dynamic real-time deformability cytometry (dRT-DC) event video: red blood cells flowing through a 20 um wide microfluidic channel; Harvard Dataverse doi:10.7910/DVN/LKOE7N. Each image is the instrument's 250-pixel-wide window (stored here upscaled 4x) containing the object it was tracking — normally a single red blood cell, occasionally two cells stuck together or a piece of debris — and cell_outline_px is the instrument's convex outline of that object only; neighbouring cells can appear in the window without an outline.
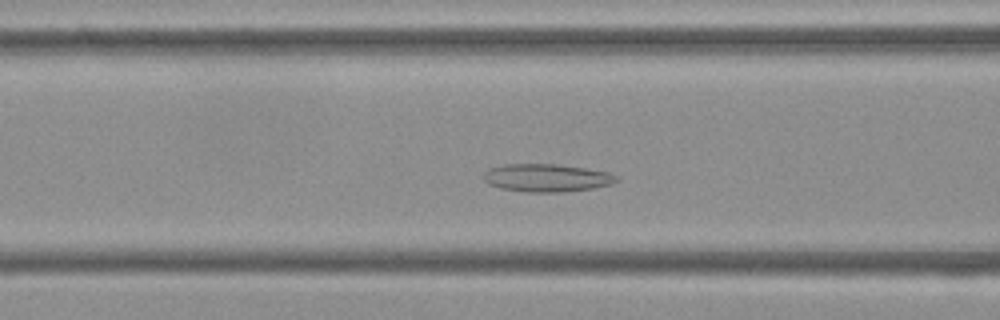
{"species": "Egyptian fruit bat (a non-hibernating species)", "species_latin": "Rousettus aegyptiacus", "temperature_condition": "cold", "stored_images_in_passage": 50, "camera_frame_rate_fps": 3000, "um_per_image_px": 0.085, "frame": {"image": 1, "passage_image": 17, "time_ms": 5.333, "image_size_px": [1000, 320], "cell_outline_px": [[616, 180], [612, 184], [592, 188], [560, 192], [528, 192], [500, 188], [488, 184], [484, 180], [484, 172], [488, 168], [504, 164], [556, 164], [584, 168], [608, 172], [616, 176]], "centroid_in_image_um": [46.41, 15.11], "position_along_channel_um": 120.2, "area_um2": 21.44}}
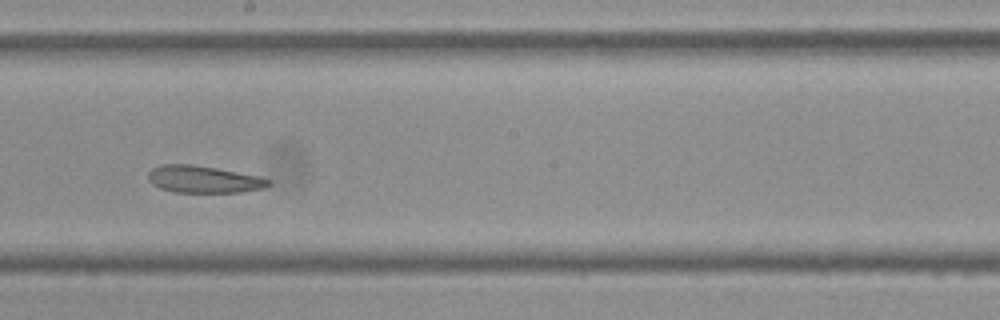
{"frame": {"image": 2, "passage_image": 26, "time_ms": 8.333, "image_size_px": [1000, 320], "cell_outline_px": [[272, 184], [264, 188], [240, 192], [176, 192], [160, 188], [152, 184], [148, 180], [148, 172], [152, 168], [160, 164], [192, 164], [216, 168], [260, 176], [272, 180]], "centroid_in_image_um": [17.31, 15.23], "position_along_channel_um": 230.9, "area_um2": 19.13}}
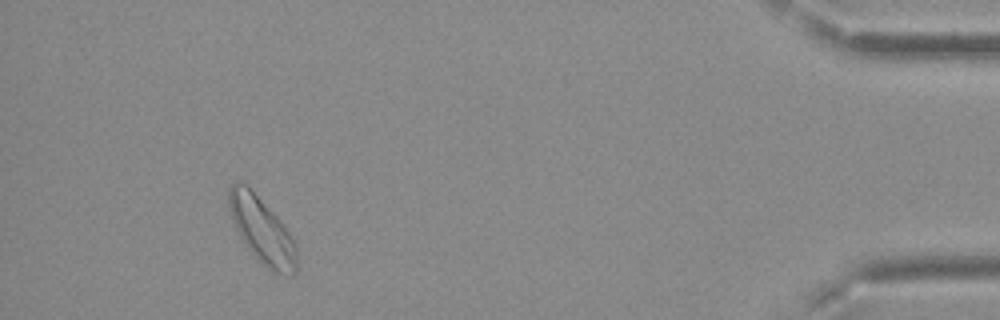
{"frame": {"image": 3, "passage_image": 46, "time_ms": 15.0, "image_size_px": [1000, 320], "cell_outline_px": [[296, 272], [288, 276], [276, 272], [268, 268], [244, 244], [236, 228], [228, 208], [228, 188], [232, 184], [248, 184], [284, 224], [292, 236], [296, 244]], "centroid_in_image_um": [22.27, 19.54], "position_along_channel_um": 412.9, "area_um2": 25.89}}